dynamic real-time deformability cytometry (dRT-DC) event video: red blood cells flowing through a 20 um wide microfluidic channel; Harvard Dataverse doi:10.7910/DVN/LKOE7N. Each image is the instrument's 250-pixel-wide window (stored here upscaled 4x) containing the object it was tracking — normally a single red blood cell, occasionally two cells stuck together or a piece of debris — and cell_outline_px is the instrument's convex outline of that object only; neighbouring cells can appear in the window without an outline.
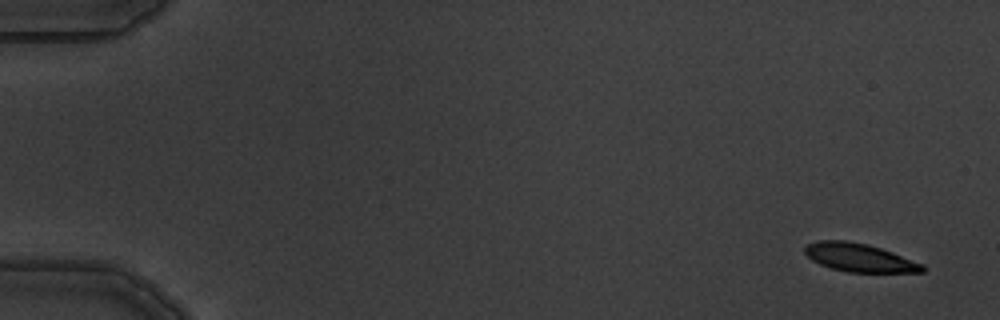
{"species": "common noctule bat (a hibernating species)", "species_latin": "Nyctalus noctula", "temperature_condition": "warm", "stored_images_in_passage": 5, "segment_of_instrument_passage": [1, 2], "camera_frame_rate_fps": 3000, "um_per_image_px": 0.085, "animal": {"sex": "male", "body_mass_g": 19.5, "forearm_length_mm": 54.6}, "frame": {"image": 1, "passage_image": 1, "time_ms": 0.0, "image_size_px": [1000, 320], "cell_outline_px": [[924, 272], [848, 272], [832, 268], [820, 264], [812, 260], [804, 252], [804, 248], [808, 244], [820, 240], [844, 240], [868, 244], [892, 252], [924, 264]], "centroid_in_image_um": [73.05, 21.89], "position_along_channel_um": 12.0, "area_um2": 19.25}}